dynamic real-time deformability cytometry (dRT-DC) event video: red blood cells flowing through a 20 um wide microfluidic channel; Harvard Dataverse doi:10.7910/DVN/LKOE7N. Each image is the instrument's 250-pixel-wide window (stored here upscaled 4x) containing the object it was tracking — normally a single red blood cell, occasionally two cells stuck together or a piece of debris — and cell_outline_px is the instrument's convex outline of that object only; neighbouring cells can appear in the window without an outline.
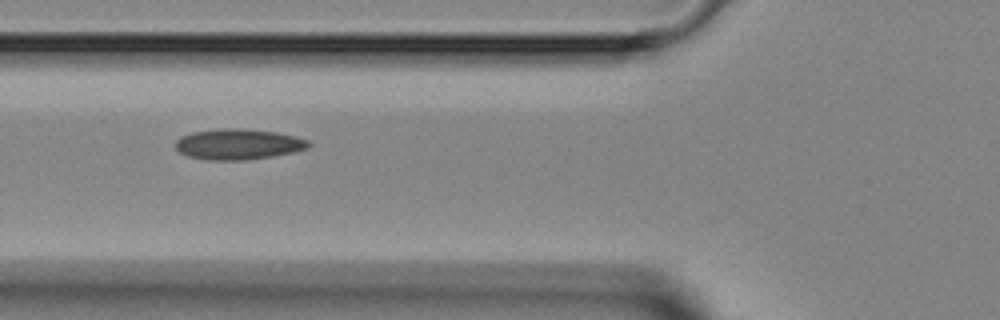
{"species": "Egyptian fruit bat (a non-hibernating species)", "species_latin": "Rousettus aegyptiacus", "temperature_condition": "room temperature", "stored_images_in_passage": 6, "segment_of_instrument_passage": [1, 2], "camera_frame_rate_fps": 3000, "um_per_image_px": 0.085, "animal": {"sex": "female"}, "frame": {"image": 1, "passage_image": 2, "time_ms": 1.0, "image_size_px": [1000, 320], "cell_outline_px": [[312, 144], [308, 148], [292, 152], [272, 156], [248, 160], [204, 160], [188, 156], [180, 152], [176, 148], [176, 140], [180, 136], [192, 132], [220, 128], [244, 128], [276, 132], [296, 136], [308, 140]], "centroid_in_image_um": [20.25, 12.25], "position_along_channel_um": 105.6, "area_um2": 23.99}}
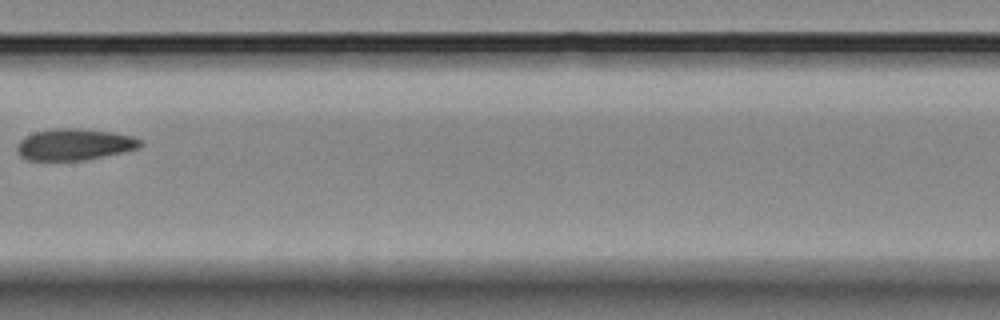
{"frame": {"image": 2, "passage_image": 4, "time_ms": 3.333, "image_size_px": [1000, 320], "cell_outline_px": [[144, 144], [140, 148], [124, 152], [84, 160], [28, 160], [20, 156], [16, 152], [16, 144], [24, 136], [36, 132], [52, 128], [80, 128], [112, 132], [132, 136], [140, 140]], "centroid_in_image_um": [6.31, 12.27], "position_along_channel_um": 201.1, "area_um2": 22.83}}
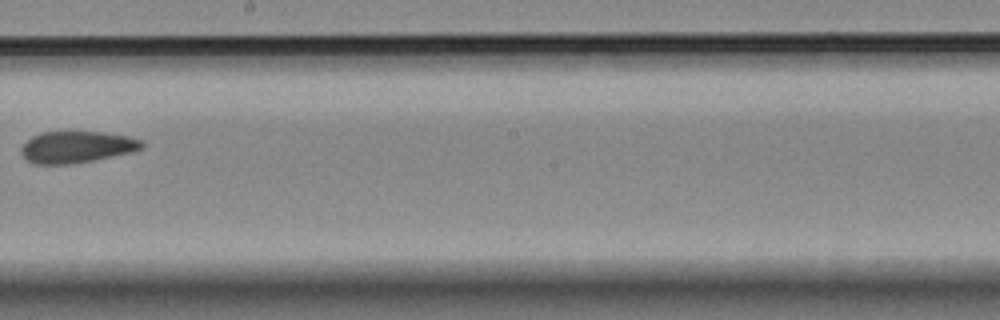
{"frame": {"image": 3, "passage_image": 5, "time_ms": 4.333, "image_size_px": [1000, 320], "cell_outline_px": [[144, 148], [132, 152], [72, 164], [36, 164], [24, 160], [20, 152], [20, 148], [32, 136], [44, 132], [104, 132], [128, 136], [144, 140]], "centroid_in_image_um": [6.53, 12.5], "position_along_channel_um": 241.7, "area_um2": 22.37}}